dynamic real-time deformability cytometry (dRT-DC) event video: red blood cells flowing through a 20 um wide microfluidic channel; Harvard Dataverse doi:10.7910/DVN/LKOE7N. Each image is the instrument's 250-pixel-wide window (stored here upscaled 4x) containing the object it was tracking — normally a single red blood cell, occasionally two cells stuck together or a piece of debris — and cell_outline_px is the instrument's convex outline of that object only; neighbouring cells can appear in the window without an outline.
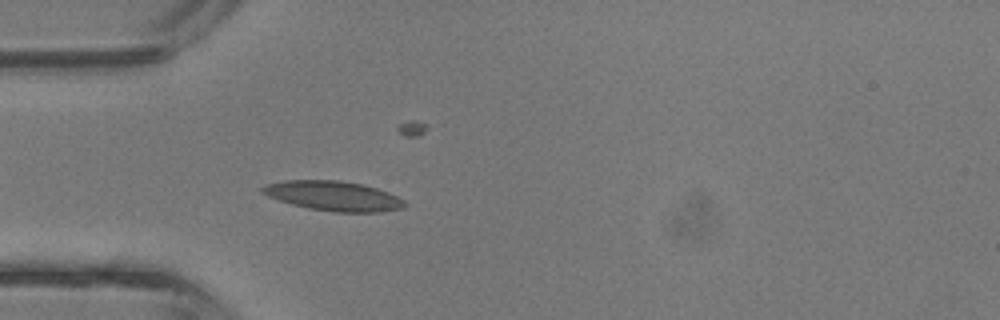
{"species": "common noctule bat (a hibernating species)", "species_latin": "Nyctalus noctula", "temperature_condition": "room temperature", "stored_images_in_passage": 25, "camera_frame_rate_fps": 3000, "um_per_image_px": 0.085, "animal": {"sex": "male", "body_mass_g": 13.3}, "frame": {"image": 1, "passage_image": 3, "time_ms": 0.667, "image_size_px": [1000, 320], "cell_outline_px": [[408, 204], [404, 208], [376, 212], [336, 212], [308, 208], [292, 204], [268, 196], [260, 192], [260, 188], [268, 184], [284, 180], [340, 180], [360, 184], [376, 188], [388, 192], [404, 200]], "centroid_in_image_um": [28.34, 16.65], "position_along_channel_um": 56.7, "area_um2": 24.51}}
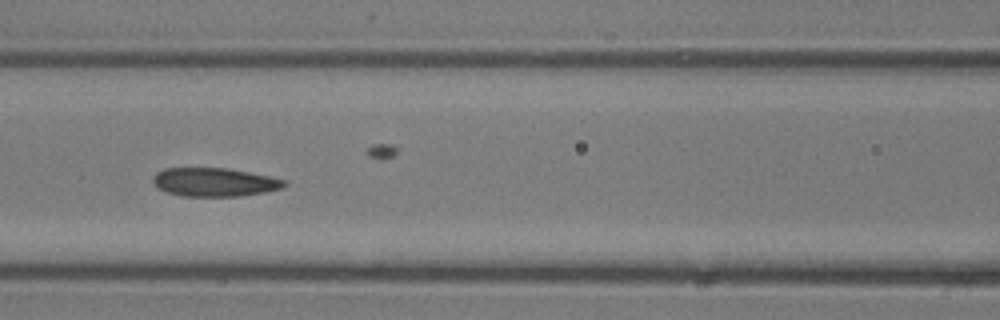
{"frame": {"image": 2, "passage_image": 9, "time_ms": 2.667, "image_size_px": [1000, 320], "cell_outline_px": [[288, 184], [280, 188], [264, 192], [240, 196], [184, 196], [168, 192], [156, 188], [152, 180], [152, 176], [156, 172], [164, 168], [228, 168], [268, 176], [284, 180]], "centroid_in_image_um": [18.17, 15.47], "position_along_channel_um": 148.4, "area_um2": 21.79}}
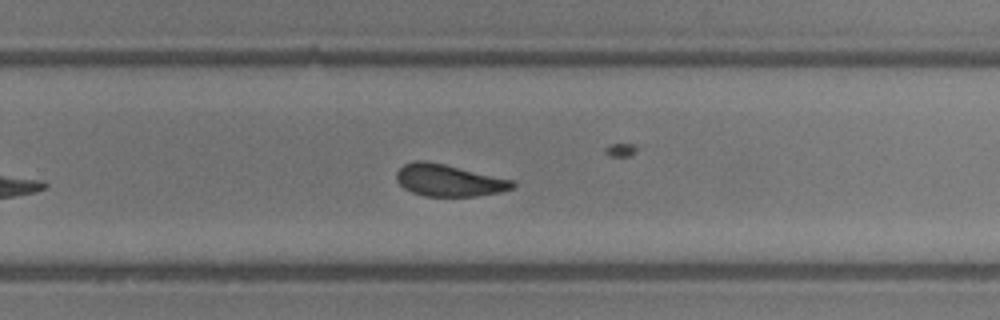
{"frame": {"image": 3, "passage_image": 18, "time_ms": 5.667, "image_size_px": [1000, 320], "cell_outline_px": [[516, 184], [512, 188], [500, 192], [476, 196], [424, 196], [412, 192], [404, 188], [396, 180], [396, 172], [404, 164], [416, 160], [424, 160], [444, 164], [516, 180]], "centroid_in_image_um": [38.16, 15.33], "position_along_channel_um": 291.6, "area_um2": 21.68}, "authors_computed_cell_mechanics": {"area_um2": 22.0796, "velocity_mm_per_s": 4.7958, "shape_relaxation_time_tau1_ms": 2.9776, "shape_relaxation_time_tau2_ms": 2.3402, "deformation_change_tau1": 0.1099, "deformation_change_tau2": 0.0769}}